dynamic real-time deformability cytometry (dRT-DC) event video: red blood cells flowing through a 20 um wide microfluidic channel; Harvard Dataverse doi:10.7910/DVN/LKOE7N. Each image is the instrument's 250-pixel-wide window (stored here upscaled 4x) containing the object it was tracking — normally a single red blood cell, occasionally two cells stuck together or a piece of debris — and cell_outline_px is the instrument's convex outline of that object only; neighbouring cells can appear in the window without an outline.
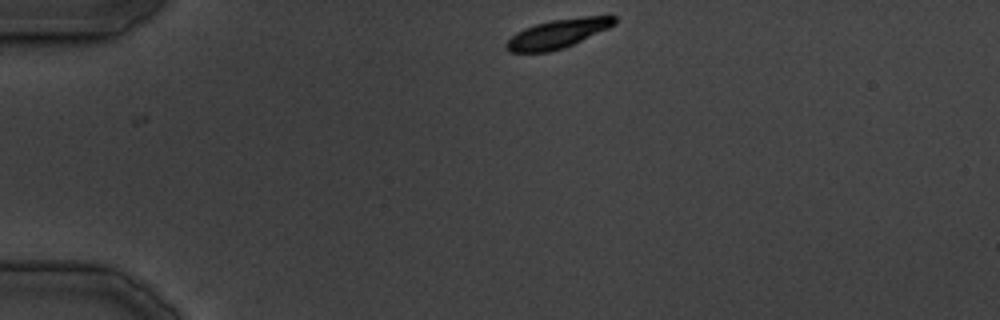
{"species": "common noctule bat (a hibernating species)", "species_latin": "Nyctalus noctula", "temperature_condition": "cold", "stored_images_in_passage": 32, "camera_frame_rate_fps": 3000, "um_per_image_px": 0.085, "animal": {"sex": "male", "body_mass_g": 19.5, "forearm_length_mm": 54.6}, "frame": {"image": 1, "passage_image": 1, "time_ms": 0.0, "image_size_px": [1000, 320], "cell_outline_px": [[616, 24], [608, 28], [564, 48], [548, 52], [508, 52], [504, 48], [504, 44], [516, 32], [524, 28], [536, 24], [552, 20], [584, 16], [616, 16]], "centroid_in_image_um": [47.37, 2.87], "position_along_channel_um": 37.6, "area_um2": 18.15}}
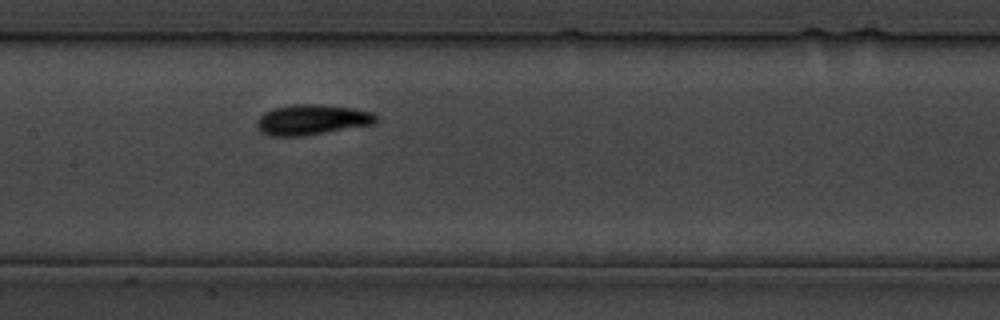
{"frame": {"image": 2, "passage_image": 13, "time_ms": 13.333, "image_size_px": [1000, 320], "cell_outline_px": [[376, 124], [304, 136], [268, 136], [260, 132], [256, 124], [256, 120], [264, 112], [276, 108], [296, 104], [312, 104], [352, 108], [372, 112], [376, 116]], "centroid_in_image_um": [26.49, 10.19], "position_along_channel_um": 180.9, "area_um2": 21.04}}
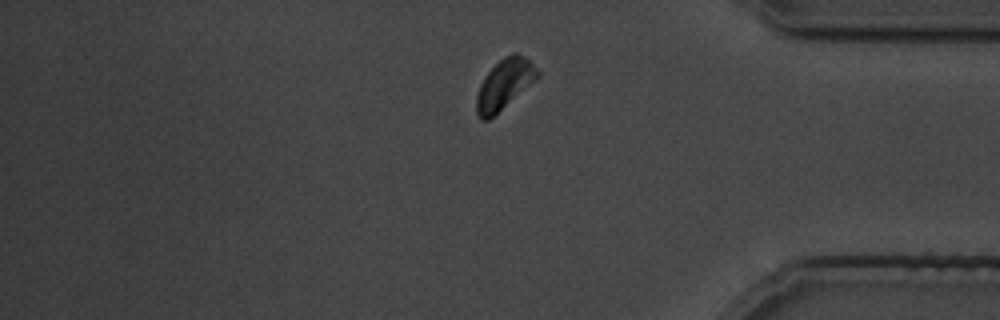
{"frame": {"image": 3, "passage_image": 27, "time_ms": 29.333, "image_size_px": [1000, 320], "cell_outline_px": [[540, 76], [488, 120], [480, 120], [476, 112], [476, 96], [480, 84], [484, 76], [504, 56], [516, 52], [528, 60], [540, 72]], "centroid_in_image_um": [42.85, 7.16], "position_along_channel_um": 392.4, "area_um2": 17.4}}